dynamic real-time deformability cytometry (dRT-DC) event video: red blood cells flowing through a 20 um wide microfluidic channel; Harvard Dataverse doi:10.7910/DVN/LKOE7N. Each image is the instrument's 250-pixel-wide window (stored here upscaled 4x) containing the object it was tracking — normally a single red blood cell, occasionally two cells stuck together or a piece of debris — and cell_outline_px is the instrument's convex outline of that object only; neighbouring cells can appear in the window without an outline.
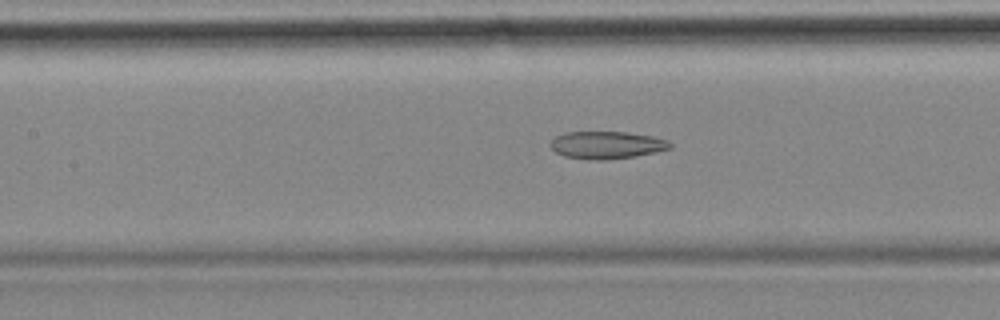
{"species": "common noctule bat (a hibernating species)", "species_latin": "Nyctalus noctula", "temperature_condition": "cold", "stored_images_in_passage": 34, "camera_frame_rate_fps": 3000, "um_per_image_px": 0.085, "animal": {"sex": "female", "body_mass_g": 18.4}, "frame": {"image": 1, "passage_image": 15, "time_ms": 4.667, "image_size_px": [1000, 320], "cell_outline_px": [[672, 148], [656, 152], [636, 156], [604, 160], [588, 160], [564, 156], [556, 152], [548, 144], [556, 136], [564, 132], [628, 132], [652, 136], [668, 140], [672, 144]], "centroid_in_image_um": [51.57, 12.33], "position_along_channel_um": 155.8, "area_um2": 19.31}}